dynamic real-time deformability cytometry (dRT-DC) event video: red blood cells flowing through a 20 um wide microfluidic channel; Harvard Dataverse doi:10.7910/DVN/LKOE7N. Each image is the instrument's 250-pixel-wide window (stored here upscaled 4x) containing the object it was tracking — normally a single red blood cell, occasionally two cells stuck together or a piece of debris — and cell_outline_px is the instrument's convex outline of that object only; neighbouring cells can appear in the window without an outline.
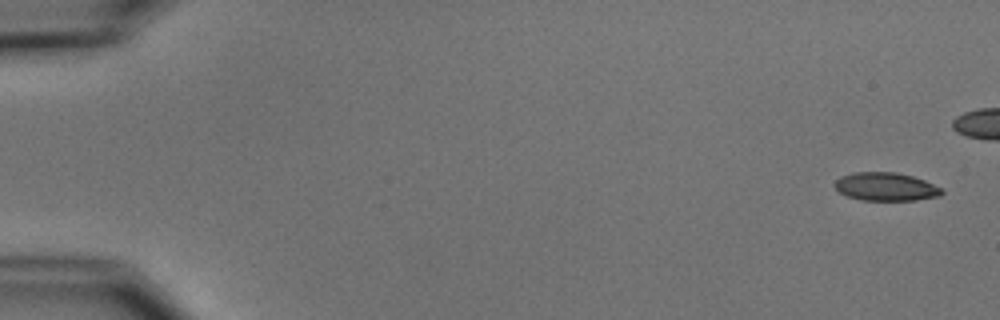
{"species": "common noctule bat (a hibernating species)", "species_latin": "Nyctalus noctula", "temperature_condition": "cold", "stored_images_in_passage": 6, "camera_frame_rate_fps": 3000, "um_per_image_px": 0.085, "animal": {"sex": "male", "body_mass_g": 15.6}, "frame": {"image": 1, "passage_image": 1, "time_ms": 0.0, "image_size_px": [1000, 320], "cell_outline_px": [[944, 192], [940, 196], [916, 200], [860, 200], [848, 196], [840, 192], [832, 184], [840, 176], [852, 172], [896, 172], [912, 176], [924, 180], [944, 188]], "centroid_in_image_um": [75.31, 15.86], "position_along_channel_um": 9.7, "area_um2": 17.8}}
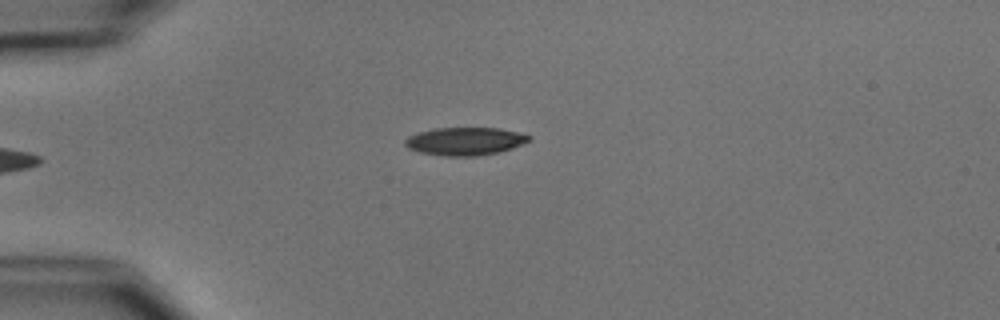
{"frame": {"image": 2, "passage_image": 6, "time_ms": 6.0, "image_size_px": [1000, 320], "cell_outline_px": [[532, 140], [512, 148], [496, 152], [476, 156], [444, 156], [420, 152], [408, 148], [404, 144], [404, 140], [408, 136], [416, 132], [432, 128], [500, 128], [532, 136]], "centroid_in_image_um": [39.49, 12.0], "position_along_channel_um": 45.5, "area_um2": 20.23}}